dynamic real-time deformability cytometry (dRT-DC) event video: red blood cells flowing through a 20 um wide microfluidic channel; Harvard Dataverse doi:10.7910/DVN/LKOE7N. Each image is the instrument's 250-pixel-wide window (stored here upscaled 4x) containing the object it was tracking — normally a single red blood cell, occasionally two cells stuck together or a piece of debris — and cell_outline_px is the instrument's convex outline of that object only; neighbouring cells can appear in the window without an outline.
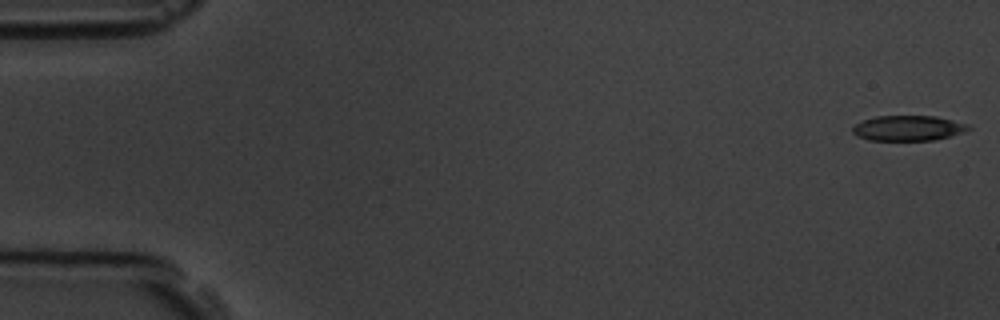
{"species": "common noctule bat (a hibernating species)", "species_latin": "Nyctalus noctula", "temperature_condition": "room temperature", "stored_images_in_passage": 9, "camera_frame_rate_fps": 3000, "um_per_image_px": 0.085, "animal": {"sex": "male", "body_mass_g": 19.5, "forearm_length_mm": 54.6}, "frame": {"image": 1, "passage_image": 1, "time_ms": 0.0, "image_size_px": [1000, 320], "cell_outline_px": [[972, 128], [964, 132], [936, 140], [868, 140], [856, 136], [852, 132], [852, 128], [856, 124], [864, 120], [876, 116], [936, 116], [968, 124]], "centroid_in_image_um": [77.2, 10.89], "position_along_channel_um": 7.8, "area_um2": 17.05}}
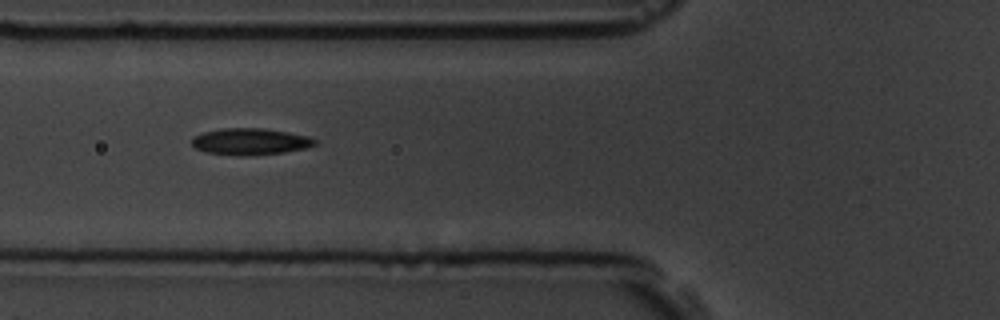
{"frame": {"image": 2, "passage_image": 7, "time_ms": 6.667, "image_size_px": [1000, 320], "cell_outline_px": [[316, 144], [308, 148], [284, 152], [244, 156], [204, 152], [196, 148], [192, 144], [192, 136], [204, 132], [220, 128], [264, 128], [288, 132], [308, 136], [316, 140]], "centroid_in_image_um": [21.27, 12.03], "position_along_channel_um": 104.5, "area_um2": 19.13}}
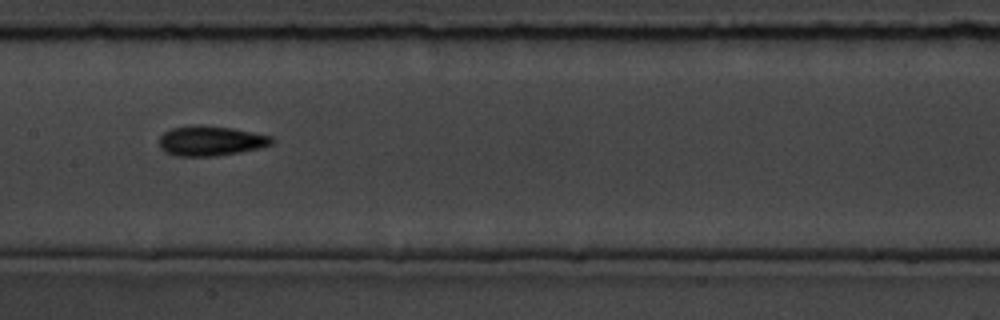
{"frame": {"image": 3, "passage_image": 9, "time_ms": 9.0, "image_size_px": [1000, 320], "cell_outline_px": [[276, 140], [272, 144], [260, 148], [240, 152], [216, 156], [176, 156], [164, 152], [160, 148], [160, 136], [164, 132], [172, 128], [192, 124], [200, 124], [232, 128], [272, 136]], "centroid_in_image_um": [17.91, 11.96], "position_along_channel_um": 189.5, "area_um2": 19.88}}